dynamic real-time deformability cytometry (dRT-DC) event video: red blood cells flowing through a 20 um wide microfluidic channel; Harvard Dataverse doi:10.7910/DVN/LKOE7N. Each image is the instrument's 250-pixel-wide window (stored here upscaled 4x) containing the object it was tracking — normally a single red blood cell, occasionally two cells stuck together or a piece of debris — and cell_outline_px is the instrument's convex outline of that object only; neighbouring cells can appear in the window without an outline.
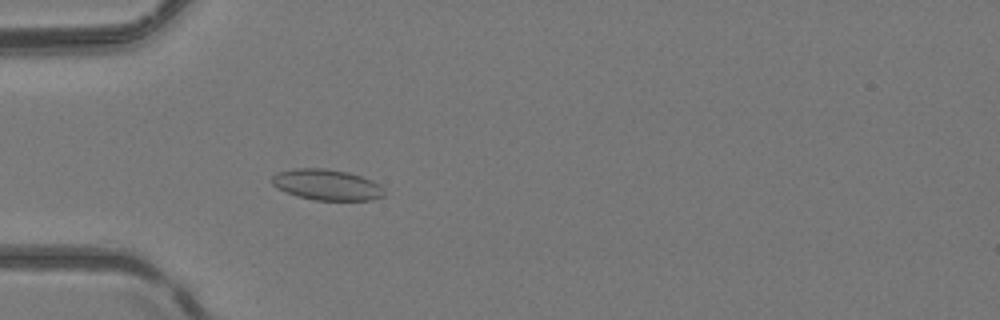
{"species": "common noctule bat (a hibernating species)", "species_latin": "Nyctalus noctula", "temperature_condition": "room temperature", "stored_images_in_passage": 34, "camera_frame_rate_fps": 3000, "um_per_image_px": 0.085, "animal": {"sex": "female", "body_mass_g": 24.6, "forearm_length_mm": 56.2}, "frame": {"image": 1, "passage_image": 8, "time_ms": 2.333, "image_size_px": [1000, 320], "cell_outline_px": [[388, 192], [384, 196], [372, 200], [316, 200], [300, 196], [276, 188], [272, 184], [272, 176], [280, 172], [296, 168], [324, 168], [348, 172], [372, 180], [380, 184]], "centroid_in_image_um": [27.85, 15.7], "position_along_channel_um": 57.2, "area_um2": 20.17}}
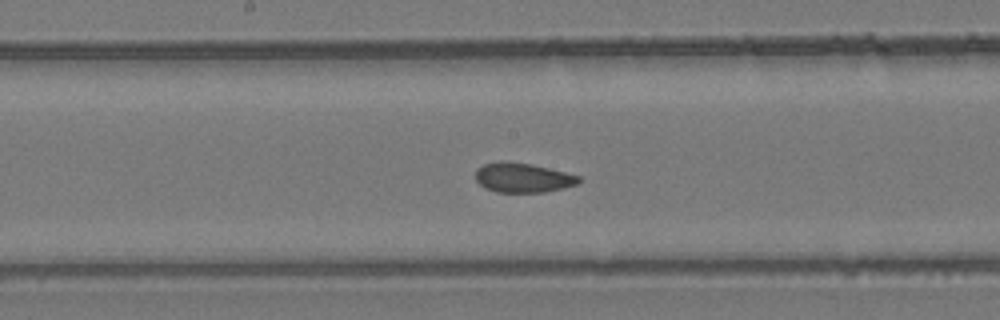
{"frame": {"image": 2, "passage_image": 19, "time_ms": 6.0, "image_size_px": [1000, 320], "cell_outline_px": [[580, 180], [576, 184], [544, 192], [496, 192], [484, 188], [476, 180], [476, 168], [484, 164], [500, 160], [532, 164], [580, 176]], "centroid_in_image_um": [44.38, 15.09], "position_along_channel_um": 203.8, "area_um2": 17.69}}
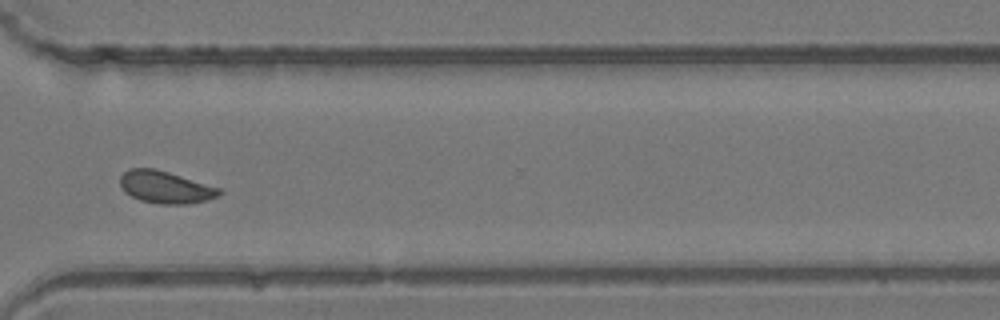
{"frame": {"image": 3, "passage_image": 30, "time_ms": 9.667, "image_size_px": [1000, 320], "cell_outline_px": [[224, 192], [220, 196], [208, 200], [188, 204], [160, 204], [140, 200], [124, 192], [120, 188], [120, 176], [128, 168], [156, 168], [220, 188]], "centroid_in_image_um": [14.06, 15.91], "position_along_channel_um": 356.5, "area_um2": 18.84}, "authors_computed_cell_mechanics": {"area_um2": 18.7272, "velocity_mm_per_s": 4.1672, "shape_relaxation_time_tau1_ms": 5.0192, "shape_relaxation_time_tau2_ms": 1.1489, "deformation_change_tau1": 0.0744, "deformation_change_tau2": 0.0526}}